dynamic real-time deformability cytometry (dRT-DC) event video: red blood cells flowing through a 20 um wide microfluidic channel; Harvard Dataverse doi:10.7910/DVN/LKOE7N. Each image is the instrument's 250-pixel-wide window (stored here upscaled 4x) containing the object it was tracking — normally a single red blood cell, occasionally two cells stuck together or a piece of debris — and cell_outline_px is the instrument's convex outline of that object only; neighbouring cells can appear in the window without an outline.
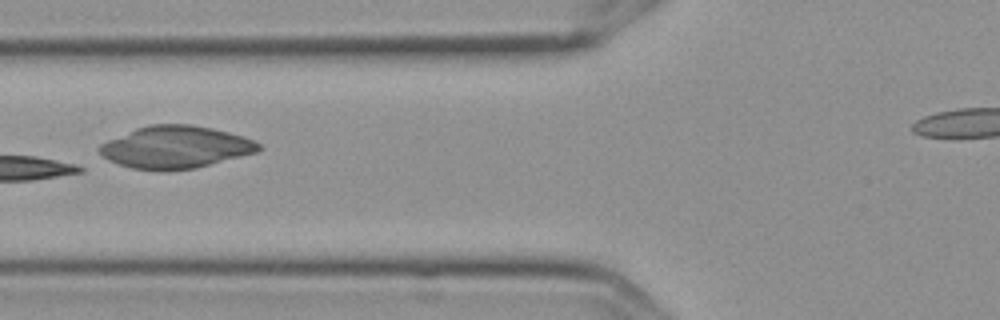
{"species": "Egyptian fruit bat (a non-hibernating species)", "species_latin": "Rousettus aegyptiacus", "temperature_condition": "cold", "stored_images_in_passage": 8, "camera_frame_rate_fps": 3000, "um_per_image_px": 0.085, "frame": {"image": 1, "passage_image": 6, "time_ms": 1.667, "image_size_px": [1000, 320], "cell_outline_px": [[264, 148], [256, 152], [196, 168], [132, 168], [108, 160], [96, 148], [100, 144], [108, 140], [136, 128], [148, 124], [192, 124], [212, 128], [244, 136], [260, 144]], "centroid_in_image_um": [14.94, 12.47], "position_along_channel_um": 110.9, "area_um2": 38.49}}
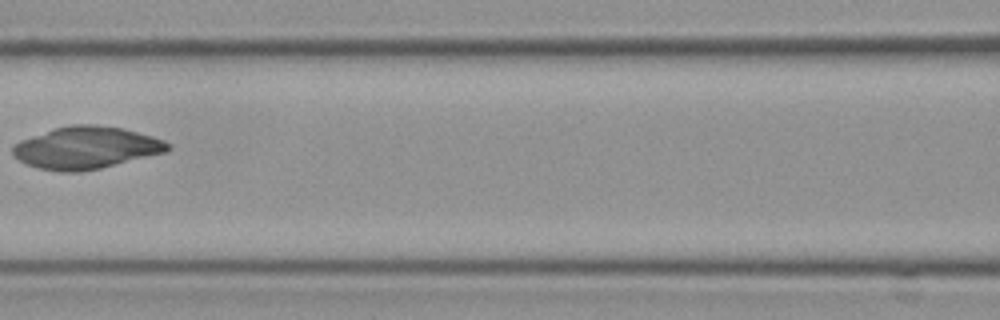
{"frame": {"image": 2, "passage_image": 7, "time_ms": 2.0, "image_size_px": [1000, 320], "cell_outline_px": [[172, 148], [168, 152], [100, 168], [80, 172], [60, 172], [40, 168], [28, 164], [12, 156], [12, 148], [20, 140], [52, 128], [72, 124], [96, 124], [124, 128], [152, 136], [164, 140]], "centroid_in_image_um": [7.33, 12.55], "position_along_channel_um": 159.3, "area_um2": 38.32}}
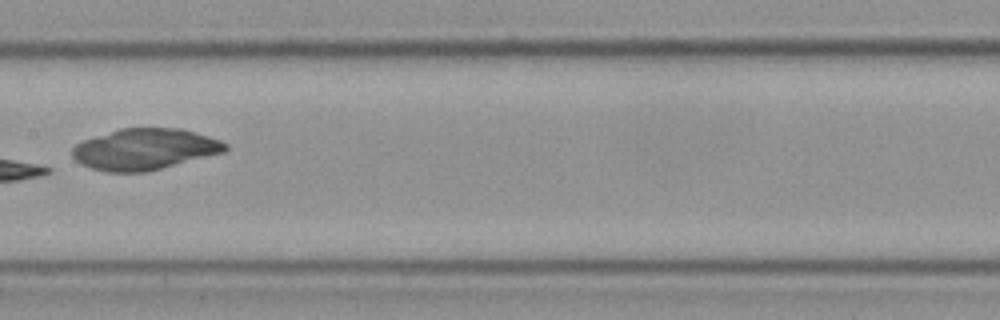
{"frame": {"image": 3, "passage_image": 8, "time_ms": 2.333, "image_size_px": [1000, 320], "cell_outline_px": [[228, 148], [224, 152], [144, 172], [108, 172], [92, 168], [80, 164], [72, 156], [72, 148], [76, 144], [84, 140], [120, 128], [180, 128], [208, 136], [220, 140], [228, 144]], "centroid_in_image_um": [12.28, 12.68], "position_along_channel_um": 195.1, "area_um2": 36.36}}